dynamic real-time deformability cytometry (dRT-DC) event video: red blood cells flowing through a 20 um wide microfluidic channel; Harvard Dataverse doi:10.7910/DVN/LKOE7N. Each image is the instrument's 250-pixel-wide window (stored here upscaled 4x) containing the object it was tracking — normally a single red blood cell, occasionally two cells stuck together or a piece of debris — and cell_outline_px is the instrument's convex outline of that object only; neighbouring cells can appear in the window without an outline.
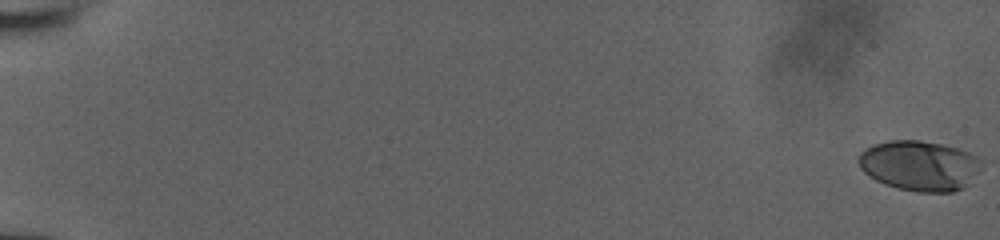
{"species": "human", "species_latin": "Homo sapiens", "temperature_condition": "room temperature", "stored_images_in_passage": 18, "camera_frame_rate_fps": 3000, "um_per_image_px": 0.085, "donor": {"sex": "male"}, "frame": {"image": 1, "passage_image": 1, "time_ms": 0.0, "image_size_px": [1000, 240], "cell_outline_px": [[984, 160], [980, 168], [964, 188], [952, 192], [920, 192], [896, 188], [884, 184], [876, 180], [864, 172], [860, 168], [856, 160], [860, 152], [864, 148], [872, 144], [888, 140], [920, 140], [940, 144], [956, 148], [968, 152]], "centroid_in_image_um": [78.12, 14.07], "position_along_channel_um": 6.9, "area_um2": 36.18}}
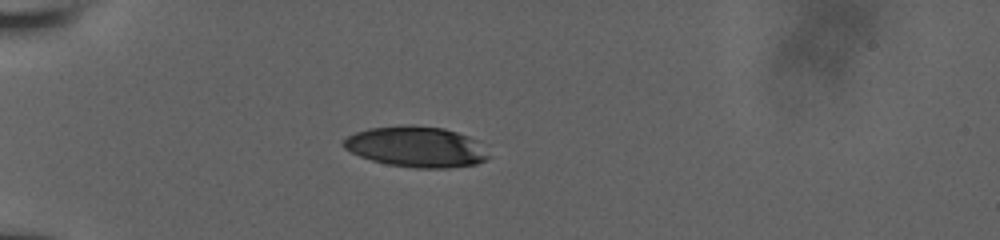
{"frame": {"image": 2, "passage_image": 13, "time_ms": 6.333, "image_size_px": [1000, 240], "cell_outline_px": [[488, 156], [484, 160], [476, 164], [448, 168], [416, 168], [388, 164], [372, 160], [360, 156], [344, 148], [340, 144], [348, 136], [356, 132], [368, 128], [404, 124], [444, 128], [468, 136], [476, 140]], "centroid_in_image_um": [35.33, 12.47], "position_along_channel_um": 49.7, "area_um2": 34.16}}
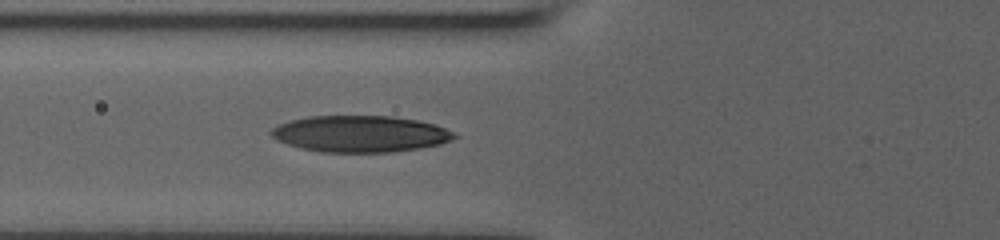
{"frame": {"image": 3, "passage_image": 18, "time_ms": 8.333, "image_size_px": [1000, 240], "cell_outline_px": [[460, 136], [452, 140], [440, 144], [420, 148], [392, 152], [320, 152], [300, 148], [276, 140], [272, 136], [272, 128], [288, 120], [304, 116], [392, 116], [416, 120], [432, 124], [444, 128]], "centroid_in_image_um": [30.6, 11.38], "position_along_channel_um": 95.2, "area_um2": 38.96}}